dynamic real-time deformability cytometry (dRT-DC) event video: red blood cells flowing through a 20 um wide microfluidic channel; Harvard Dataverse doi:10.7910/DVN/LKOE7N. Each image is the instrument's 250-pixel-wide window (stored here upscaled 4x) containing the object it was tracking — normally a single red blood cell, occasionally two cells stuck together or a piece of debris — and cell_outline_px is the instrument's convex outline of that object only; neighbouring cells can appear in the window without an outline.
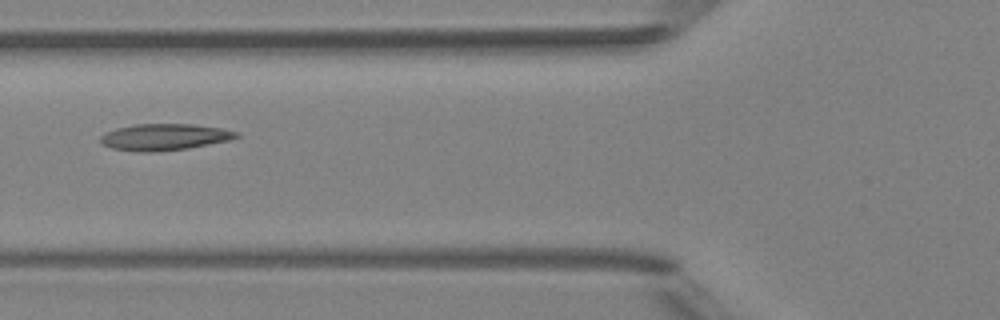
{"species": "Egyptian fruit bat (a non-hibernating species)", "species_latin": "Rousettus aegyptiacus", "temperature_condition": "room temperature", "stored_images_in_passage": 6, "camera_frame_rate_fps": 3000, "um_per_image_px": 0.085, "animal": {"sex": "female"}, "frame": {"image": 1, "passage_image": 6, "time_ms": 5.667, "image_size_px": [1000, 320], "cell_outline_px": [[240, 136], [228, 140], [188, 148], [152, 152], [136, 152], [112, 148], [100, 144], [100, 136], [116, 128], [136, 124], [192, 124], [220, 128], [240, 132]], "centroid_in_image_um": [13.95, 11.65], "position_along_channel_um": 111.8, "area_um2": 20.92}}